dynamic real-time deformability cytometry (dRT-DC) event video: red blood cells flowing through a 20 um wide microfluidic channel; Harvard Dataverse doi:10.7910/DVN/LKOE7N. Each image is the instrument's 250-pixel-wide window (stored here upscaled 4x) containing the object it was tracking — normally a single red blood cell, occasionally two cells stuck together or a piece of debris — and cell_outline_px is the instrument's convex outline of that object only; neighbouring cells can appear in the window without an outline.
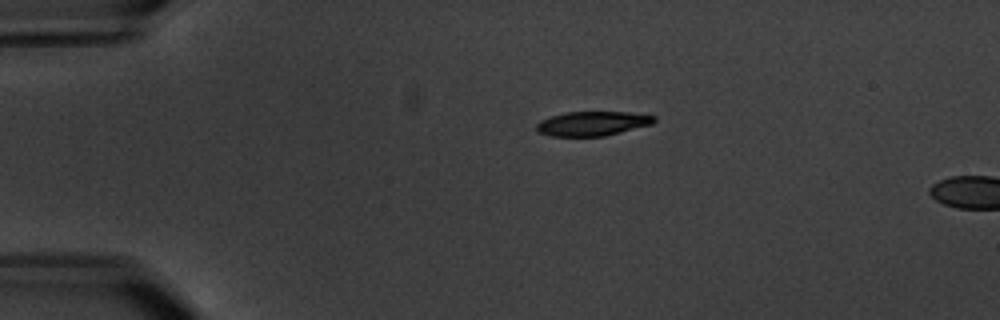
{"species": "common noctule bat (a hibernating species)", "species_latin": "Nyctalus noctula", "temperature_condition": "warm", "stored_images_in_passage": 4, "camera_frame_rate_fps": 3000, "um_per_image_px": 0.085, "animal": {"sex": "male", "body_mass_g": 20.1, "forearm_length_mm": 53.5}, "frame": {"image": 1, "passage_image": 3, "time_ms": 2.333, "image_size_px": [1000, 320], "cell_outline_px": [[656, 120], [652, 124], [604, 136], [548, 136], [536, 132], [536, 124], [540, 120], [552, 116], [568, 112], [628, 112], [656, 116]], "centroid_in_image_um": [50.33, 10.5], "position_along_channel_um": 34.7, "area_um2": 16.7}}